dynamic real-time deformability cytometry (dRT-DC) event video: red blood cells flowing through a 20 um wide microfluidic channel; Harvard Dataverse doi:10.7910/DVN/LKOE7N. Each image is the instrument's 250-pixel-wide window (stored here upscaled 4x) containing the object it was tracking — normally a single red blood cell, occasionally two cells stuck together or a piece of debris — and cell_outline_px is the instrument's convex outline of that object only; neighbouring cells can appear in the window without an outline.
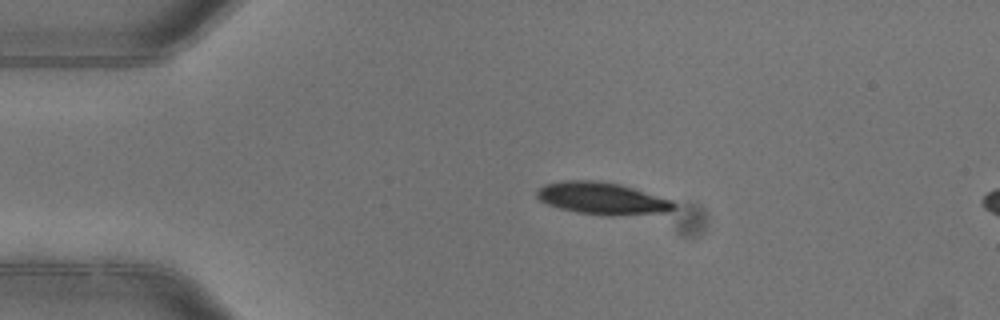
{"species": "common noctule bat (a hibernating species)", "species_latin": "Nyctalus noctula", "temperature_condition": "warm", "stored_images_in_passage": 3, "camera_frame_rate_fps": 3000, "um_per_image_px": 0.085, "animal": {"sex": "female"}, "frame": {"image": 1, "passage_image": 2, "time_ms": 0.333, "image_size_px": [1000, 320], "cell_outline_px": [[676, 208], [668, 212], [616, 216], [604, 216], [576, 212], [560, 208], [548, 204], [540, 200], [536, 196], [536, 192], [544, 184], [564, 180], [600, 180], [620, 184], [672, 200], [676, 204]], "centroid_in_image_um": [51.2, 16.87], "position_along_channel_um": 33.8, "area_um2": 25.84}}